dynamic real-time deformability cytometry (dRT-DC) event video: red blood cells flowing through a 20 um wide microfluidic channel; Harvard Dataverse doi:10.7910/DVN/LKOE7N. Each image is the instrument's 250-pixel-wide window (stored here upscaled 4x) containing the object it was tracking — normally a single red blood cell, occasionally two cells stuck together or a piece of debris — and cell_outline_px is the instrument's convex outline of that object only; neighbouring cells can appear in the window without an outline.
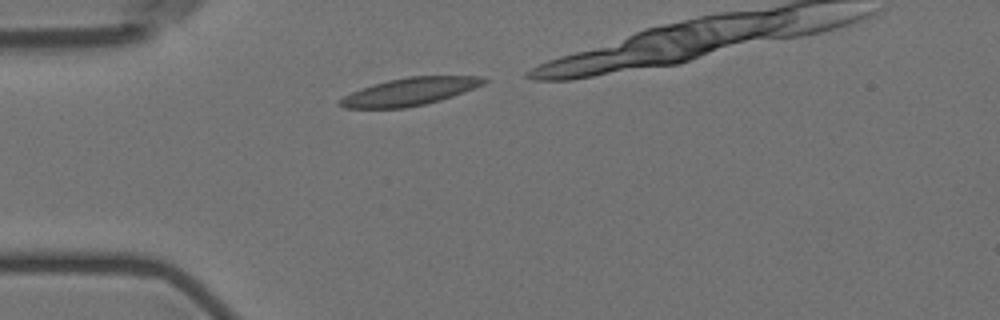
{"species": "Egyptian fruit bat (a non-hibernating species)", "species_latin": "Rousettus aegyptiacus", "temperature_condition": "room temperature", "stored_images_in_passage": 2, "camera_frame_rate_fps": 3000, "um_per_image_px": 0.085, "animal": {"sex": "female"}, "frame": {"image": 1, "passage_image": 1, "time_ms": 0.0, "image_size_px": [1000, 320], "cell_outline_px": [[488, 80], [484, 84], [452, 96], [440, 100], [424, 104], [404, 108], [344, 108], [336, 104], [344, 96], [360, 88], [372, 84], [388, 80], [408, 76], [484, 76]], "centroid_in_image_um": [34.81, 7.78], "position_along_channel_um": 50.2, "area_um2": 23.12}}